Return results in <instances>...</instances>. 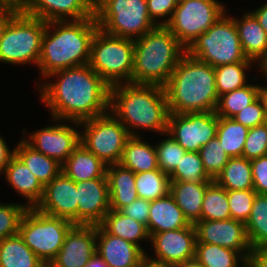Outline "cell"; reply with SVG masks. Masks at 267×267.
Returning a JSON list of instances; mask_svg holds the SVG:
<instances>
[{"mask_svg": "<svg viewBox=\"0 0 267 267\" xmlns=\"http://www.w3.org/2000/svg\"><path fill=\"white\" fill-rule=\"evenodd\" d=\"M40 82V100L51 112V119L81 122L109 111L110 85L88 64L62 69Z\"/></svg>", "mask_w": 267, "mask_h": 267, "instance_id": "cell-1", "label": "cell"}, {"mask_svg": "<svg viewBox=\"0 0 267 267\" xmlns=\"http://www.w3.org/2000/svg\"><path fill=\"white\" fill-rule=\"evenodd\" d=\"M98 29L95 15L81 20L46 22L37 66L42 79L62 69L87 65Z\"/></svg>", "mask_w": 267, "mask_h": 267, "instance_id": "cell-2", "label": "cell"}, {"mask_svg": "<svg viewBox=\"0 0 267 267\" xmlns=\"http://www.w3.org/2000/svg\"><path fill=\"white\" fill-rule=\"evenodd\" d=\"M109 112L127 128L130 136H140L137 129L163 136L167 132L169 109L162 86L130 82L112 85Z\"/></svg>", "mask_w": 267, "mask_h": 267, "instance_id": "cell-3", "label": "cell"}, {"mask_svg": "<svg viewBox=\"0 0 267 267\" xmlns=\"http://www.w3.org/2000/svg\"><path fill=\"white\" fill-rule=\"evenodd\" d=\"M169 113L216 111L219 95L215 69L187 52L164 86Z\"/></svg>", "mask_w": 267, "mask_h": 267, "instance_id": "cell-4", "label": "cell"}, {"mask_svg": "<svg viewBox=\"0 0 267 267\" xmlns=\"http://www.w3.org/2000/svg\"><path fill=\"white\" fill-rule=\"evenodd\" d=\"M186 48L164 25L134 40L131 83L164 87Z\"/></svg>", "mask_w": 267, "mask_h": 267, "instance_id": "cell-5", "label": "cell"}, {"mask_svg": "<svg viewBox=\"0 0 267 267\" xmlns=\"http://www.w3.org/2000/svg\"><path fill=\"white\" fill-rule=\"evenodd\" d=\"M94 15L105 33L132 40L158 26L150 18L147 0H95Z\"/></svg>", "mask_w": 267, "mask_h": 267, "instance_id": "cell-6", "label": "cell"}, {"mask_svg": "<svg viewBox=\"0 0 267 267\" xmlns=\"http://www.w3.org/2000/svg\"><path fill=\"white\" fill-rule=\"evenodd\" d=\"M134 40L98 29L93 37L88 65L110 86L131 83Z\"/></svg>", "mask_w": 267, "mask_h": 267, "instance_id": "cell-7", "label": "cell"}, {"mask_svg": "<svg viewBox=\"0 0 267 267\" xmlns=\"http://www.w3.org/2000/svg\"><path fill=\"white\" fill-rule=\"evenodd\" d=\"M227 13L192 42L186 49L190 56L212 67L253 62L244 54L235 21Z\"/></svg>", "mask_w": 267, "mask_h": 267, "instance_id": "cell-8", "label": "cell"}, {"mask_svg": "<svg viewBox=\"0 0 267 267\" xmlns=\"http://www.w3.org/2000/svg\"><path fill=\"white\" fill-rule=\"evenodd\" d=\"M46 22L20 10L7 25L0 39V61L38 66Z\"/></svg>", "mask_w": 267, "mask_h": 267, "instance_id": "cell-9", "label": "cell"}, {"mask_svg": "<svg viewBox=\"0 0 267 267\" xmlns=\"http://www.w3.org/2000/svg\"><path fill=\"white\" fill-rule=\"evenodd\" d=\"M73 225L69 220L28 208L20 221L19 235L35 255L47 264L56 257Z\"/></svg>", "mask_w": 267, "mask_h": 267, "instance_id": "cell-10", "label": "cell"}, {"mask_svg": "<svg viewBox=\"0 0 267 267\" xmlns=\"http://www.w3.org/2000/svg\"><path fill=\"white\" fill-rule=\"evenodd\" d=\"M83 127L80 143L106 165L119 164L130 137L127 128L109 111L95 118L68 123Z\"/></svg>", "mask_w": 267, "mask_h": 267, "instance_id": "cell-11", "label": "cell"}, {"mask_svg": "<svg viewBox=\"0 0 267 267\" xmlns=\"http://www.w3.org/2000/svg\"><path fill=\"white\" fill-rule=\"evenodd\" d=\"M225 13L223 3L217 0H182L165 26L187 49Z\"/></svg>", "mask_w": 267, "mask_h": 267, "instance_id": "cell-12", "label": "cell"}, {"mask_svg": "<svg viewBox=\"0 0 267 267\" xmlns=\"http://www.w3.org/2000/svg\"><path fill=\"white\" fill-rule=\"evenodd\" d=\"M218 116L215 111L169 113L167 133L186 151L199 152L216 137Z\"/></svg>", "mask_w": 267, "mask_h": 267, "instance_id": "cell-13", "label": "cell"}, {"mask_svg": "<svg viewBox=\"0 0 267 267\" xmlns=\"http://www.w3.org/2000/svg\"><path fill=\"white\" fill-rule=\"evenodd\" d=\"M150 242L154 248L153 256L146 259L168 267H174L186 260L195 258L197 234L195 225L152 234Z\"/></svg>", "mask_w": 267, "mask_h": 267, "instance_id": "cell-14", "label": "cell"}, {"mask_svg": "<svg viewBox=\"0 0 267 267\" xmlns=\"http://www.w3.org/2000/svg\"><path fill=\"white\" fill-rule=\"evenodd\" d=\"M62 124L47 126L34 130L29 139L25 137L26 130L23 129V138L36 151L41 152L47 157H51L61 165L67 160L70 154L80 145V132L78 129L64 124L62 120L53 119L52 121ZM27 139V140H26Z\"/></svg>", "mask_w": 267, "mask_h": 267, "instance_id": "cell-15", "label": "cell"}, {"mask_svg": "<svg viewBox=\"0 0 267 267\" xmlns=\"http://www.w3.org/2000/svg\"><path fill=\"white\" fill-rule=\"evenodd\" d=\"M197 242L215 244L236 250L248 261L252 250L247 238L245 223L232 218L224 220H200L195 224Z\"/></svg>", "mask_w": 267, "mask_h": 267, "instance_id": "cell-16", "label": "cell"}, {"mask_svg": "<svg viewBox=\"0 0 267 267\" xmlns=\"http://www.w3.org/2000/svg\"><path fill=\"white\" fill-rule=\"evenodd\" d=\"M77 207L76 182L61 172L44 186L42 199L35 208L44 214L77 224Z\"/></svg>", "mask_w": 267, "mask_h": 267, "instance_id": "cell-17", "label": "cell"}, {"mask_svg": "<svg viewBox=\"0 0 267 267\" xmlns=\"http://www.w3.org/2000/svg\"><path fill=\"white\" fill-rule=\"evenodd\" d=\"M77 224L99 225L110 210L107 178L76 182Z\"/></svg>", "mask_w": 267, "mask_h": 267, "instance_id": "cell-18", "label": "cell"}, {"mask_svg": "<svg viewBox=\"0 0 267 267\" xmlns=\"http://www.w3.org/2000/svg\"><path fill=\"white\" fill-rule=\"evenodd\" d=\"M96 253V225L74 224L51 261L56 267H86Z\"/></svg>", "mask_w": 267, "mask_h": 267, "instance_id": "cell-19", "label": "cell"}, {"mask_svg": "<svg viewBox=\"0 0 267 267\" xmlns=\"http://www.w3.org/2000/svg\"><path fill=\"white\" fill-rule=\"evenodd\" d=\"M94 1L95 0H28L21 10L45 22L81 20L94 16Z\"/></svg>", "mask_w": 267, "mask_h": 267, "instance_id": "cell-20", "label": "cell"}, {"mask_svg": "<svg viewBox=\"0 0 267 267\" xmlns=\"http://www.w3.org/2000/svg\"><path fill=\"white\" fill-rule=\"evenodd\" d=\"M96 252L108 267H138L146 259V251L96 225Z\"/></svg>", "mask_w": 267, "mask_h": 267, "instance_id": "cell-21", "label": "cell"}, {"mask_svg": "<svg viewBox=\"0 0 267 267\" xmlns=\"http://www.w3.org/2000/svg\"><path fill=\"white\" fill-rule=\"evenodd\" d=\"M240 43L246 57L263 68L267 64V33L256 17L246 11L241 19L234 18Z\"/></svg>", "mask_w": 267, "mask_h": 267, "instance_id": "cell-22", "label": "cell"}, {"mask_svg": "<svg viewBox=\"0 0 267 267\" xmlns=\"http://www.w3.org/2000/svg\"><path fill=\"white\" fill-rule=\"evenodd\" d=\"M190 223L176 204L174 197L168 195L150 201L147 230L149 235L188 227Z\"/></svg>", "mask_w": 267, "mask_h": 267, "instance_id": "cell-23", "label": "cell"}, {"mask_svg": "<svg viewBox=\"0 0 267 267\" xmlns=\"http://www.w3.org/2000/svg\"><path fill=\"white\" fill-rule=\"evenodd\" d=\"M5 181L17 194L22 195L27 201L28 208H35L42 199L44 186L29 170V168L14 155L4 171Z\"/></svg>", "mask_w": 267, "mask_h": 267, "instance_id": "cell-24", "label": "cell"}, {"mask_svg": "<svg viewBox=\"0 0 267 267\" xmlns=\"http://www.w3.org/2000/svg\"><path fill=\"white\" fill-rule=\"evenodd\" d=\"M107 165L81 143L62 164L61 172L74 182L106 177Z\"/></svg>", "mask_w": 267, "mask_h": 267, "instance_id": "cell-25", "label": "cell"}, {"mask_svg": "<svg viewBox=\"0 0 267 267\" xmlns=\"http://www.w3.org/2000/svg\"><path fill=\"white\" fill-rule=\"evenodd\" d=\"M110 209L119 211L138 198L135 173L120 164L107 165Z\"/></svg>", "mask_w": 267, "mask_h": 267, "instance_id": "cell-26", "label": "cell"}, {"mask_svg": "<svg viewBox=\"0 0 267 267\" xmlns=\"http://www.w3.org/2000/svg\"><path fill=\"white\" fill-rule=\"evenodd\" d=\"M209 183L183 181H171L170 183V194L190 224L195 225L200 221L201 207Z\"/></svg>", "mask_w": 267, "mask_h": 267, "instance_id": "cell-27", "label": "cell"}, {"mask_svg": "<svg viewBox=\"0 0 267 267\" xmlns=\"http://www.w3.org/2000/svg\"><path fill=\"white\" fill-rule=\"evenodd\" d=\"M15 155L29 168L43 186L61 173L62 165L60 163L36 151L24 138L16 144Z\"/></svg>", "mask_w": 267, "mask_h": 267, "instance_id": "cell-28", "label": "cell"}, {"mask_svg": "<svg viewBox=\"0 0 267 267\" xmlns=\"http://www.w3.org/2000/svg\"><path fill=\"white\" fill-rule=\"evenodd\" d=\"M139 136H130L123 149L119 164L134 173L158 169L155 146Z\"/></svg>", "mask_w": 267, "mask_h": 267, "instance_id": "cell-29", "label": "cell"}, {"mask_svg": "<svg viewBox=\"0 0 267 267\" xmlns=\"http://www.w3.org/2000/svg\"><path fill=\"white\" fill-rule=\"evenodd\" d=\"M100 225L114 236L120 237L126 241L134 243L143 251L139 241H150V235L147 227L134 219L123 215L117 210H109Z\"/></svg>", "mask_w": 267, "mask_h": 267, "instance_id": "cell-30", "label": "cell"}, {"mask_svg": "<svg viewBox=\"0 0 267 267\" xmlns=\"http://www.w3.org/2000/svg\"><path fill=\"white\" fill-rule=\"evenodd\" d=\"M0 267H45L19 235L7 237L0 242Z\"/></svg>", "mask_w": 267, "mask_h": 267, "instance_id": "cell-31", "label": "cell"}, {"mask_svg": "<svg viewBox=\"0 0 267 267\" xmlns=\"http://www.w3.org/2000/svg\"><path fill=\"white\" fill-rule=\"evenodd\" d=\"M214 181L226 190L253 189L250 160L231 157Z\"/></svg>", "mask_w": 267, "mask_h": 267, "instance_id": "cell-32", "label": "cell"}, {"mask_svg": "<svg viewBox=\"0 0 267 267\" xmlns=\"http://www.w3.org/2000/svg\"><path fill=\"white\" fill-rule=\"evenodd\" d=\"M195 259L203 267H244L249 262L236 250L206 243H196Z\"/></svg>", "mask_w": 267, "mask_h": 267, "instance_id": "cell-33", "label": "cell"}, {"mask_svg": "<svg viewBox=\"0 0 267 267\" xmlns=\"http://www.w3.org/2000/svg\"><path fill=\"white\" fill-rule=\"evenodd\" d=\"M245 227L252 251L267 247V195H256Z\"/></svg>", "mask_w": 267, "mask_h": 267, "instance_id": "cell-34", "label": "cell"}, {"mask_svg": "<svg viewBox=\"0 0 267 267\" xmlns=\"http://www.w3.org/2000/svg\"><path fill=\"white\" fill-rule=\"evenodd\" d=\"M249 128L237 123L232 118L218 117L216 137L220 146L231 157H241Z\"/></svg>", "mask_w": 267, "mask_h": 267, "instance_id": "cell-35", "label": "cell"}, {"mask_svg": "<svg viewBox=\"0 0 267 267\" xmlns=\"http://www.w3.org/2000/svg\"><path fill=\"white\" fill-rule=\"evenodd\" d=\"M170 178L160 168L135 173L138 198L149 201L162 198L170 193Z\"/></svg>", "mask_w": 267, "mask_h": 267, "instance_id": "cell-36", "label": "cell"}, {"mask_svg": "<svg viewBox=\"0 0 267 267\" xmlns=\"http://www.w3.org/2000/svg\"><path fill=\"white\" fill-rule=\"evenodd\" d=\"M258 98V84H247L219 97L216 114L218 117L232 118Z\"/></svg>", "mask_w": 267, "mask_h": 267, "instance_id": "cell-37", "label": "cell"}, {"mask_svg": "<svg viewBox=\"0 0 267 267\" xmlns=\"http://www.w3.org/2000/svg\"><path fill=\"white\" fill-rule=\"evenodd\" d=\"M231 218L227 190L211 181L205 191L200 220H224Z\"/></svg>", "mask_w": 267, "mask_h": 267, "instance_id": "cell-38", "label": "cell"}, {"mask_svg": "<svg viewBox=\"0 0 267 267\" xmlns=\"http://www.w3.org/2000/svg\"><path fill=\"white\" fill-rule=\"evenodd\" d=\"M254 62H237L226 64L215 69L216 90L219 97L247 85L246 71Z\"/></svg>", "mask_w": 267, "mask_h": 267, "instance_id": "cell-39", "label": "cell"}, {"mask_svg": "<svg viewBox=\"0 0 267 267\" xmlns=\"http://www.w3.org/2000/svg\"><path fill=\"white\" fill-rule=\"evenodd\" d=\"M170 181L211 182L199 152L186 151L176 168L169 174Z\"/></svg>", "mask_w": 267, "mask_h": 267, "instance_id": "cell-40", "label": "cell"}, {"mask_svg": "<svg viewBox=\"0 0 267 267\" xmlns=\"http://www.w3.org/2000/svg\"><path fill=\"white\" fill-rule=\"evenodd\" d=\"M205 171L214 180L217 175L223 170L224 166L230 159V156L220 146L217 137L210 140L206 145H203L199 150Z\"/></svg>", "mask_w": 267, "mask_h": 267, "instance_id": "cell-41", "label": "cell"}, {"mask_svg": "<svg viewBox=\"0 0 267 267\" xmlns=\"http://www.w3.org/2000/svg\"><path fill=\"white\" fill-rule=\"evenodd\" d=\"M164 135L168 138L160 140L155 145L157 153L158 167L166 174H170L181 161L182 157L186 153L177 141L169 135L167 132Z\"/></svg>", "mask_w": 267, "mask_h": 267, "instance_id": "cell-42", "label": "cell"}, {"mask_svg": "<svg viewBox=\"0 0 267 267\" xmlns=\"http://www.w3.org/2000/svg\"><path fill=\"white\" fill-rule=\"evenodd\" d=\"M256 195L254 189L227 190L231 218L246 223Z\"/></svg>", "mask_w": 267, "mask_h": 267, "instance_id": "cell-43", "label": "cell"}, {"mask_svg": "<svg viewBox=\"0 0 267 267\" xmlns=\"http://www.w3.org/2000/svg\"><path fill=\"white\" fill-rule=\"evenodd\" d=\"M27 209L22 203H0V242L19 233L20 221Z\"/></svg>", "mask_w": 267, "mask_h": 267, "instance_id": "cell-44", "label": "cell"}, {"mask_svg": "<svg viewBox=\"0 0 267 267\" xmlns=\"http://www.w3.org/2000/svg\"><path fill=\"white\" fill-rule=\"evenodd\" d=\"M267 155V124L249 129L246 137L242 157L253 160Z\"/></svg>", "mask_w": 267, "mask_h": 267, "instance_id": "cell-45", "label": "cell"}, {"mask_svg": "<svg viewBox=\"0 0 267 267\" xmlns=\"http://www.w3.org/2000/svg\"><path fill=\"white\" fill-rule=\"evenodd\" d=\"M266 111L259 97L249 106L242 109L232 117L234 121L247 128H252L266 123Z\"/></svg>", "mask_w": 267, "mask_h": 267, "instance_id": "cell-46", "label": "cell"}, {"mask_svg": "<svg viewBox=\"0 0 267 267\" xmlns=\"http://www.w3.org/2000/svg\"><path fill=\"white\" fill-rule=\"evenodd\" d=\"M177 4L178 2L176 0H147L150 18L157 25L165 26L170 21ZM158 18L164 19L160 21Z\"/></svg>", "mask_w": 267, "mask_h": 267, "instance_id": "cell-47", "label": "cell"}, {"mask_svg": "<svg viewBox=\"0 0 267 267\" xmlns=\"http://www.w3.org/2000/svg\"><path fill=\"white\" fill-rule=\"evenodd\" d=\"M253 189L257 194L267 195V155L250 161Z\"/></svg>", "mask_w": 267, "mask_h": 267, "instance_id": "cell-48", "label": "cell"}, {"mask_svg": "<svg viewBox=\"0 0 267 267\" xmlns=\"http://www.w3.org/2000/svg\"><path fill=\"white\" fill-rule=\"evenodd\" d=\"M150 201L142 198H137L127 206L121 208L119 212L123 215L134 219L135 221L144 224L146 227L149 220Z\"/></svg>", "mask_w": 267, "mask_h": 267, "instance_id": "cell-49", "label": "cell"}, {"mask_svg": "<svg viewBox=\"0 0 267 267\" xmlns=\"http://www.w3.org/2000/svg\"><path fill=\"white\" fill-rule=\"evenodd\" d=\"M21 9L8 5H0V39L3 33L11 21V19L20 11Z\"/></svg>", "mask_w": 267, "mask_h": 267, "instance_id": "cell-50", "label": "cell"}, {"mask_svg": "<svg viewBox=\"0 0 267 267\" xmlns=\"http://www.w3.org/2000/svg\"><path fill=\"white\" fill-rule=\"evenodd\" d=\"M15 155V147L10 150L6 141L0 135V174L2 175L10 162L11 158Z\"/></svg>", "mask_w": 267, "mask_h": 267, "instance_id": "cell-51", "label": "cell"}, {"mask_svg": "<svg viewBox=\"0 0 267 267\" xmlns=\"http://www.w3.org/2000/svg\"><path fill=\"white\" fill-rule=\"evenodd\" d=\"M251 261L257 267H267V247H262V248L255 249L252 252Z\"/></svg>", "mask_w": 267, "mask_h": 267, "instance_id": "cell-52", "label": "cell"}, {"mask_svg": "<svg viewBox=\"0 0 267 267\" xmlns=\"http://www.w3.org/2000/svg\"><path fill=\"white\" fill-rule=\"evenodd\" d=\"M267 33V2L254 11H250Z\"/></svg>", "mask_w": 267, "mask_h": 267, "instance_id": "cell-53", "label": "cell"}, {"mask_svg": "<svg viewBox=\"0 0 267 267\" xmlns=\"http://www.w3.org/2000/svg\"><path fill=\"white\" fill-rule=\"evenodd\" d=\"M260 72L265 76L267 79V71L264 68H259ZM265 79V81H267ZM258 97L262 102V105L265 108V111L267 112V86H262L258 84Z\"/></svg>", "mask_w": 267, "mask_h": 267, "instance_id": "cell-54", "label": "cell"}, {"mask_svg": "<svg viewBox=\"0 0 267 267\" xmlns=\"http://www.w3.org/2000/svg\"><path fill=\"white\" fill-rule=\"evenodd\" d=\"M86 267H108V265L96 252L95 255L89 260Z\"/></svg>", "mask_w": 267, "mask_h": 267, "instance_id": "cell-55", "label": "cell"}, {"mask_svg": "<svg viewBox=\"0 0 267 267\" xmlns=\"http://www.w3.org/2000/svg\"><path fill=\"white\" fill-rule=\"evenodd\" d=\"M28 0H0L1 5H8L22 9Z\"/></svg>", "mask_w": 267, "mask_h": 267, "instance_id": "cell-56", "label": "cell"}, {"mask_svg": "<svg viewBox=\"0 0 267 267\" xmlns=\"http://www.w3.org/2000/svg\"><path fill=\"white\" fill-rule=\"evenodd\" d=\"M174 267H203L195 258L179 263Z\"/></svg>", "mask_w": 267, "mask_h": 267, "instance_id": "cell-57", "label": "cell"}, {"mask_svg": "<svg viewBox=\"0 0 267 267\" xmlns=\"http://www.w3.org/2000/svg\"><path fill=\"white\" fill-rule=\"evenodd\" d=\"M138 267H168L145 259Z\"/></svg>", "mask_w": 267, "mask_h": 267, "instance_id": "cell-58", "label": "cell"}, {"mask_svg": "<svg viewBox=\"0 0 267 267\" xmlns=\"http://www.w3.org/2000/svg\"><path fill=\"white\" fill-rule=\"evenodd\" d=\"M245 267H257L252 261L247 262Z\"/></svg>", "mask_w": 267, "mask_h": 267, "instance_id": "cell-59", "label": "cell"}, {"mask_svg": "<svg viewBox=\"0 0 267 267\" xmlns=\"http://www.w3.org/2000/svg\"><path fill=\"white\" fill-rule=\"evenodd\" d=\"M45 267H56L52 262L45 264Z\"/></svg>", "mask_w": 267, "mask_h": 267, "instance_id": "cell-60", "label": "cell"}, {"mask_svg": "<svg viewBox=\"0 0 267 267\" xmlns=\"http://www.w3.org/2000/svg\"><path fill=\"white\" fill-rule=\"evenodd\" d=\"M263 68L267 71V64Z\"/></svg>", "mask_w": 267, "mask_h": 267, "instance_id": "cell-61", "label": "cell"}]
</instances>
